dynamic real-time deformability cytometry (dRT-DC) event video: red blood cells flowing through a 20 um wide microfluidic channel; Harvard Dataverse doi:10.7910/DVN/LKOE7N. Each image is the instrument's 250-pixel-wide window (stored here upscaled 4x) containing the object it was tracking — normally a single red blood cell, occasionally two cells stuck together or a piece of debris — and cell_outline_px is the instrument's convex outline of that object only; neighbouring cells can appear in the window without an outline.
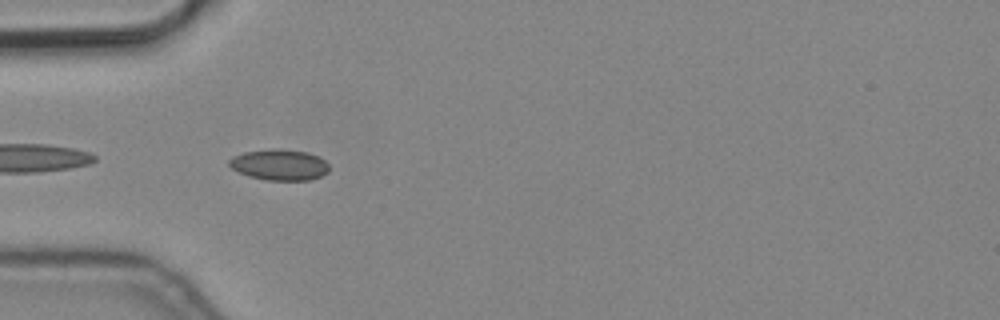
{"species": "common noctule bat (a hibernating species)", "species_latin": "Nyctalus noctula", "temperature_condition": "cold", "stored_images_in_passage": 6, "camera_frame_rate_fps": 3000, "um_per_image_px": 0.085, "animal": {"sex": "male", "body_mass_g": 19.2, "forearm_length_mm": 51.8}, "frame": {"image": 1, "passage_image": 5, "time_ms": 1.333, "image_size_px": [1000, 320], "cell_outline_px": [[328, 172], [320, 176], [308, 180], [264, 180], [248, 176], [232, 168], [228, 164], [228, 160], [232, 156], [244, 152], [272, 148], [276, 148], [308, 152], [320, 156], [328, 164]], "centroid_in_image_um": [23.74, 13.99], "position_along_channel_um": 61.3, "area_um2": 18.15}}